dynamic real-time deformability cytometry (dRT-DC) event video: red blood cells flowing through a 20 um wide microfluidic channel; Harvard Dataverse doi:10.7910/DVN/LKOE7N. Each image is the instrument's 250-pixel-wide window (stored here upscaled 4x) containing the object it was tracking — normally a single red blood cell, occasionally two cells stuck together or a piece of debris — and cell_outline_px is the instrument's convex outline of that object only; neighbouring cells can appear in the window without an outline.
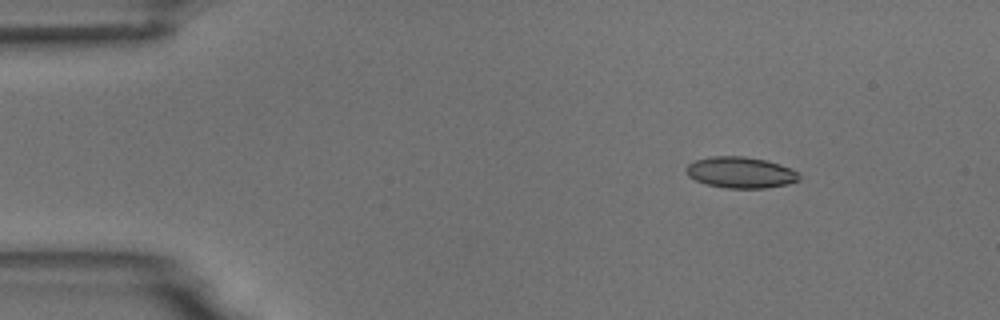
{"species": "common noctule bat (a hibernating species)", "species_latin": "Nyctalus noctula", "temperature_condition": "room temperature", "stored_images_in_passage": 6, "camera_frame_rate_fps": 3000, "um_per_image_px": 0.085, "animal": {"sex": "male", "body_mass_g": 18.8}, "frame": {"image": 1, "passage_image": 1, "time_ms": 0.0, "image_size_px": [1000, 320], "cell_outline_px": [[800, 180], [788, 184], [768, 188], [728, 188], [708, 184], [696, 180], [688, 176], [688, 164], [696, 160], [712, 156], [744, 156], [764, 160], [780, 164], [792, 168], [800, 176]], "centroid_in_image_um": [63.0, 14.66], "position_along_channel_um": 22.0, "area_um2": 20.35}}
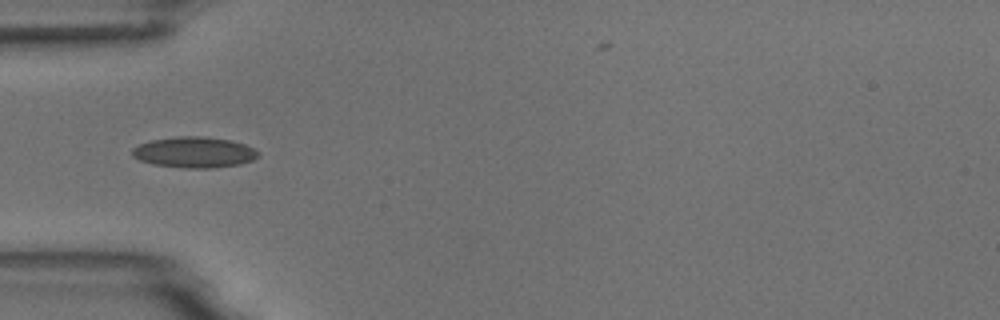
{"frame": {"image": 2, "passage_image": 3, "time_ms": 3.333, "image_size_px": [1000, 320], "cell_outline_px": [[260, 156], [252, 160], [240, 164], [212, 168], [184, 168], [152, 164], [140, 160], [132, 156], [132, 148], [140, 144], [152, 140], [176, 136], [204, 136], [232, 140], [244, 144], [260, 152]], "centroid_in_image_um": [16.52, 12.94], "position_along_channel_um": 68.5, "area_um2": 22.77}}